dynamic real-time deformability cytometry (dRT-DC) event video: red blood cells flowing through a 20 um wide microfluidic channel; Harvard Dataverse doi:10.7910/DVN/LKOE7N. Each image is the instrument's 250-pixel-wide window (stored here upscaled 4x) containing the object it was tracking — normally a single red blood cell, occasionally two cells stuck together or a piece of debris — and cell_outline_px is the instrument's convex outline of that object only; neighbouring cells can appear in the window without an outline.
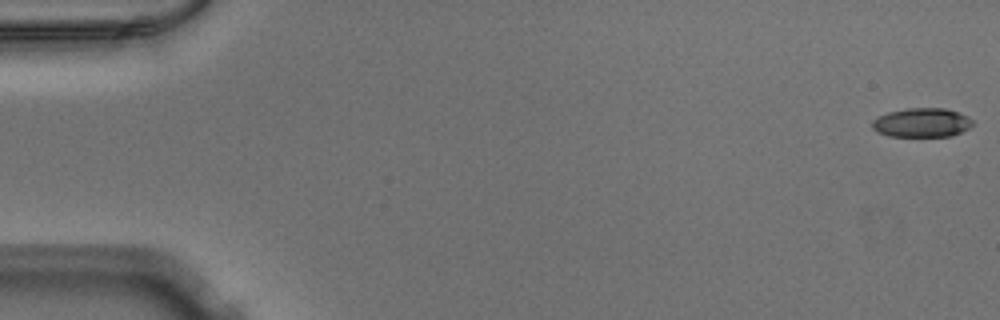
{"species": "Egyptian fruit bat (a non-hibernating species)", "species_latin": "Rousettus aegyptiacus", "temperature_condition": "warm", "stored_images_in_passage": 52, "camera_frame_rate_fps": 3000, "um_per_image_px": 0.085, "animal": {"sex": "male"}, "frame": {"image": 1, "passage_image": 1, "time_ms": 0.0, "image_size_px": [1000, 320], "cell_outline_px": [[972, 124], [968, 128], [952, 136], [888, 136], [876, 132], [872, 128], [872, 120], [888, 112], [908, 108], [944, 108], [968, 116], [972, 120]], "centroid_in_image_um": [78.32, 10.43], "position_along_channel_um": 6.7, "area_um2": 16.94}}
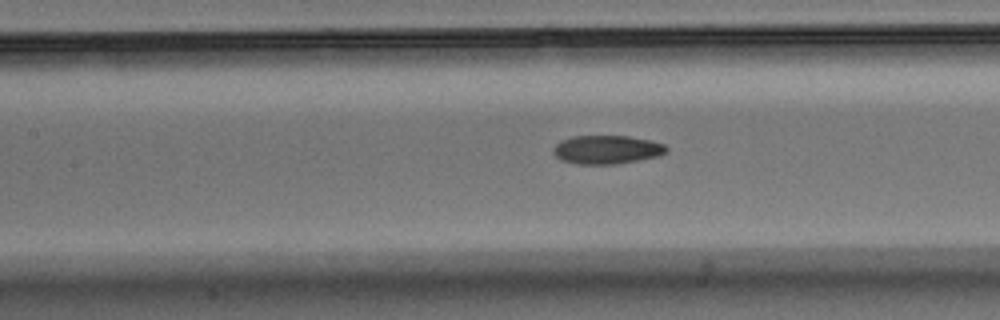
{"frame": {"image": 2, "passage_image": 24, "time_ms": 7.667, "image_size_px": [1000, 320], "cell_outline_px": [[668, 152], [660, 156], [616, 164], [576, 164], [560, 160], [552, 152], [552, 148], [560, 140], [572, 136], [628, 136], [652, 140], [664, 144], [668, 148]], "centroid_in_image_um": [51.58, 12.72], "position_along_channel_um": 155.8, "area_um2": 19.13}}
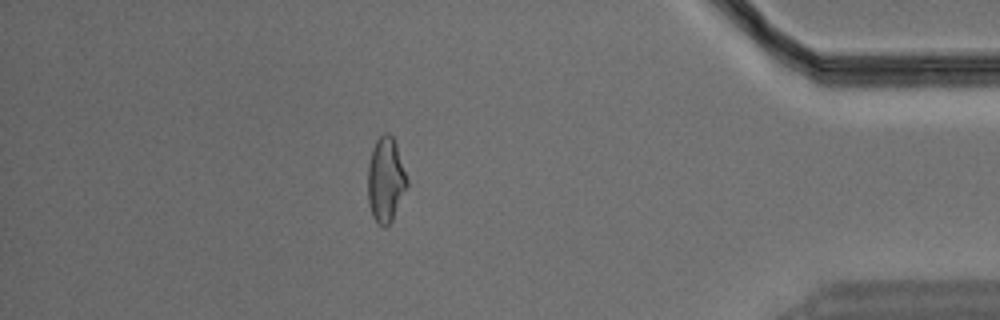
{"frame": {"image": 3, "passage_image": 46, "time_ms": 15.0, "image_size_px": [1000, 320], "cell_outline_px": [[408, 184], [392, 220], [384, 228], [372, 216], [368, 204], [368, 164], [372, 148], [376, 140], [384, 132], [388, 132], [392, 136], [396, 144], [408, 180]], "centroid_in_image_um": [32.77, 15.26], "position_along_channel_um": 402.4, "area_um2": 19.31}}